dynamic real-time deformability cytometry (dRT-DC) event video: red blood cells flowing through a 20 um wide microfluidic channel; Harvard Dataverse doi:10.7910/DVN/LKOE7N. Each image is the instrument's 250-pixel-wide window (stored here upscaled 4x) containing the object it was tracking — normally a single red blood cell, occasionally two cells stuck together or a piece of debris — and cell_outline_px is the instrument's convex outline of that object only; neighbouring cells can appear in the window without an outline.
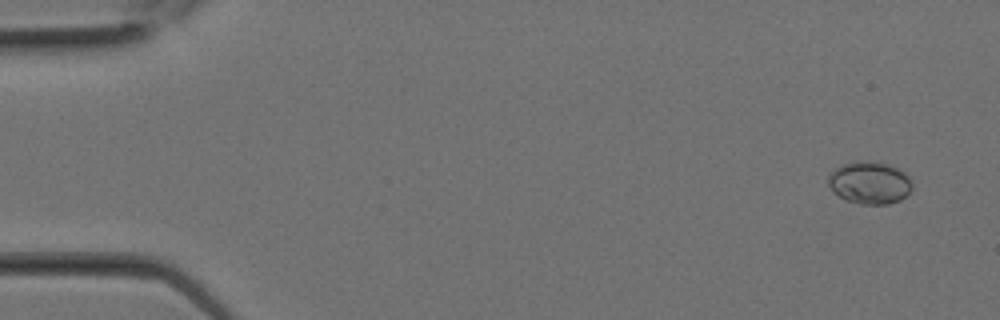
{"species": "Egyptian fruit bat (a non-hibernating species)", "species_latin": "Rousettus aegyptiacus", "temperature_condition": "room temperature", "stored_images_in_passage": 26, "camera_frame_rate_fps": 3000, "um_per_image_px": 0.085, "animal": {"sex": "female"}, "frame": {"image": 1, "passage_image": 2, "time_ms": 0.333, "image_size_px": [1000, 320], "cell_outline_px": [[912, 188], [900, 200], [888, 204], [860, 204], [844, 200], [832, 192], [828, 184], [828, 176], [836, 168], [844, 164], [856, 160], [888, 164], [900, 168], [908, 176], [912, 184]], "centroid_in_image_um": [73.9, 15.54], "position_along_channel_um": 11.1, "area_um2": 20.81}}
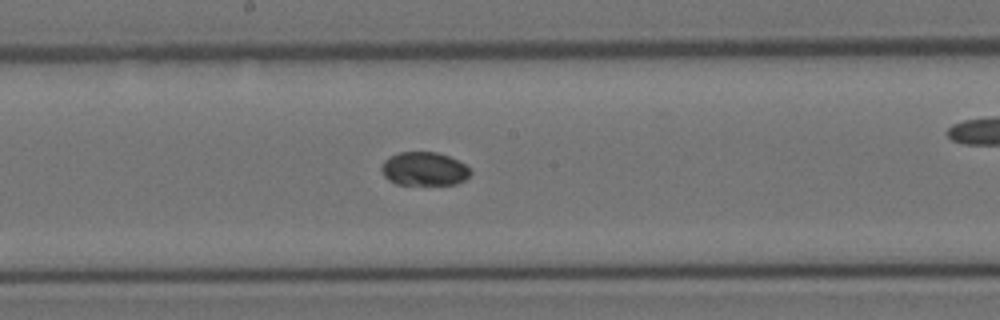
{"frame": {"image": 2, "passage_image": 14, "time_ms": 4.333, "image_size_px": [1000, 320], "cell_outline_px": [[472, 172], [464, 180], [456, 184], [396, 184], [388, 180], [384, 176], [380, 168], [384, 160], [388, 156], [400, 152], [436, 152], [448, 156], [464, 164]], "centroid_in_image_um": [36.01, 14.35], "position_along_channel_um": 212.2, "area_um2": 17.34}}
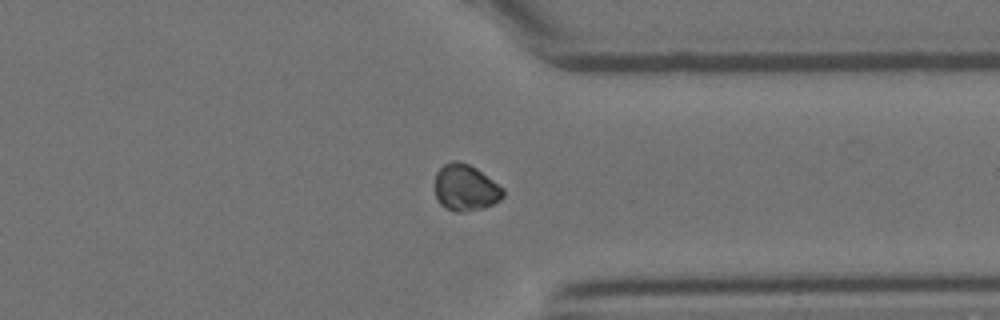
{"frame": {"image": 3, "passage_image": 20, "time_ms": 6.333, "image_size_px": [1000, 320], "cell_outline_px": [[504, 196], [500, 200], [484, 208], [460, 212], [456, 212], [444, 208], [440, 204], [436, 196], [436, 172], [444, 164], [452, 160], [456, 160], [468, 164], [476, 168], [504, 188]], "centroid_in_image_um": [39.57, 15.96], "position_along_channel_um": 371.8, "area_um2": 18.44}}